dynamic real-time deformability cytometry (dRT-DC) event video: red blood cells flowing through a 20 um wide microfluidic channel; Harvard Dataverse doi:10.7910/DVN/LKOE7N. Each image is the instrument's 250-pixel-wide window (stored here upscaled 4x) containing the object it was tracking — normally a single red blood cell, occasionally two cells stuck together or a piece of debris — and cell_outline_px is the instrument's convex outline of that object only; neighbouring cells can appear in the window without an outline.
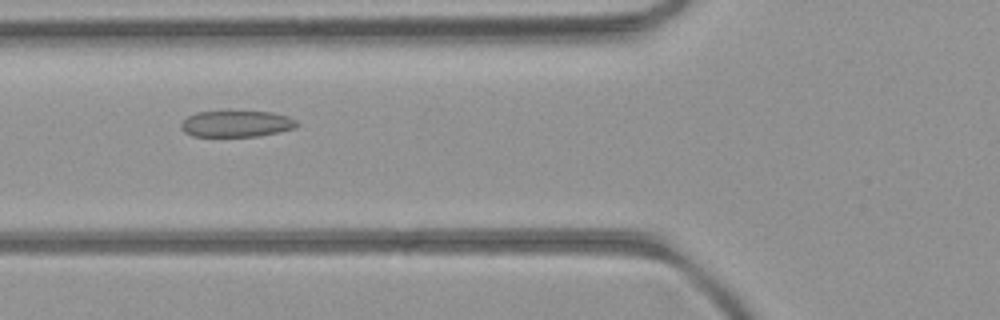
{"species": "common noctule bat (a hibernating species)", "species_latin": "Nyctalus noctula", "temperature_condition": "room temperature", "stored_images_in_passage": 36, "camera_frame_rate_fps": 3000, "um_per_image_px": 0.085, "animal": {"sex": "female", "body_mass_g": 21.9}, "frame": {"image": 1, "passage_image": 4, "time_ms": 1.0, "image_size_px": [1000, 320], "cell_outline_px": [[296, 124], [292, 128], [276, 132], [256, 136], [192, 136], [184, 132], [180, 128], [180, 124], [188, 116], [196, 112], [272, 112], [288, 116], [296, 120]], "centroid_in_image_um": [20.03, 10.52], "position_along_channel_um": 105.8, "area_um2": 17.4}}
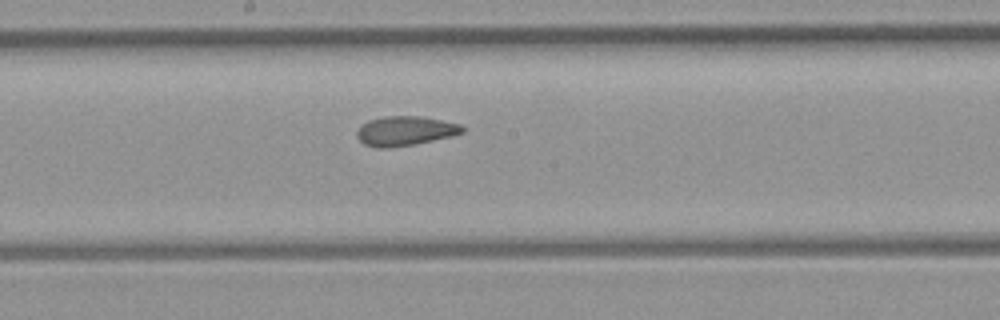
{"frame": {"image": 2, "passage_image": 12, "time_ms": 3.667, "image_size_px": [1000, 320], "cell_outline_px": [[464, 132], [452, 136], [416, 144], [388, 148], [376, 148], [364, 144], [356, 136], [356, 132], [368, 120], [384, 116], [420, 116], [460, 124], [464, 128]], "centroid_in_image_um": [34.43, 11.14], "position_along_channel_um": 213.8, "area_um2": 18.09}}
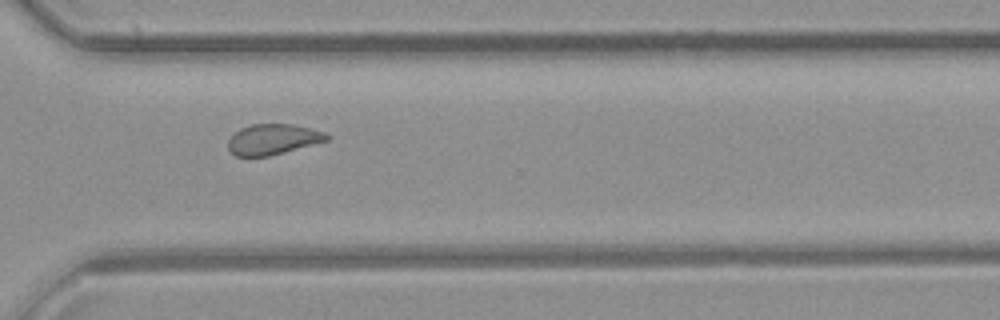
{"frame": {"image": 3, "passage_image": 22, "time_ms": 7.0, "image_size_px": [1000, 320], "cell_outline_px": [[332, 136], [328, 140], [268, 156], [236, 156], [228, 148], [228, 140], [240, 128], [252, 124], [292, 124], [324, 132]], "centroid_in_image_um": [23.19, 11.83], "position_along_channel_um": 347.4, "area_um2": 17.28}, "authors_computed_cell_mechanics": {"area_um2": 18.1492, "velocity_mm_per_s": 4.0238, "shape_relaxation_time_tau1_ms": null, "shape_relaxation_time_tau2_ms": 1.7339, "deformation_change_tau1": null, "deformation_change_tau2": 0.0829}}